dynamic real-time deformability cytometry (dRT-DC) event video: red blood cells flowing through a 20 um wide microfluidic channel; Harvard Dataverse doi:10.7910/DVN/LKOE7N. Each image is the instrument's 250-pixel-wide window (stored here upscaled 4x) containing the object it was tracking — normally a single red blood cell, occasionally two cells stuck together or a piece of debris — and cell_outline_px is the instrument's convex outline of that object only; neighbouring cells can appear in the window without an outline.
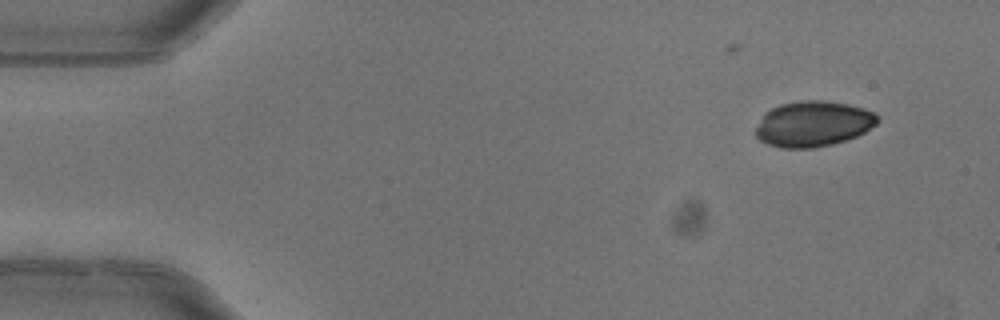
{"species": "common noctule bat (a hibernating species)", "species_latin": "Nyctalus noctula", "temperature_condition": "warm", "stored_images_in_passage": 5, "camera_frame_rate_fps": 3000, "um_per_image_px": 0.085, "animal": {"sex": "female"}, "frame": {"image": 1, "passage_image": 1, "time_ms": 0.0, "image_size_px": [1000, 320], "cell_outline_px": [[880, 120], [876, 124], [864, 132], [856, 136], [832, 144], [812, 148], [780, 148], [768, 144], [760, 140], [756, 136], [756, 128], [764, 112], [780, 104], [800, 100], [824, 100], [848, 104], [864, 108], [872, 112]], "centroid_in_image_um": [69.1, 10.52], "position_along_channel_um": 15.9, "area_um2": 32.31}}